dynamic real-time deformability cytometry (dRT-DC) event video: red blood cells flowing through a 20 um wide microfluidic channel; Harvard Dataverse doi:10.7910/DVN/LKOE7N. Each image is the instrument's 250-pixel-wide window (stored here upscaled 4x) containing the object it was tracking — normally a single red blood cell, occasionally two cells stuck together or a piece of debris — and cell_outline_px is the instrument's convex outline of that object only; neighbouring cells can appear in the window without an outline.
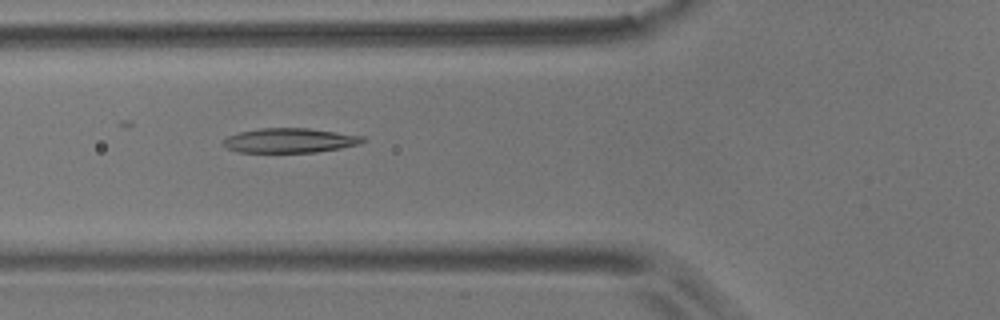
{"species": "common noctule bat (a hibernating species)", "species_latin": "Nyctalus noctula", "temperature_condition": "room temperature", "stored_images_in_passage": 14, "camera_frame_rate_fps": 3000, "um_per_image_px": 0.085, "animal": {"sex": "male", "body_mass_g": 17.9}, "frame": {"image": 1, "passage_image": 5, "time_ms": 1.333, "image_size_px": [1000, 320], "cell_outline_px": [[364, 140], [360, 144], [340, 148], [316, 152], [236, 152], [220, 144], [228, 136], [240, 132], [260, 128], [308, 128], [364, 136]], "centroid_in_image_um": [24.61, 11.94], "position_along_channel_um": 101.2, "area_um2": 19.88}}
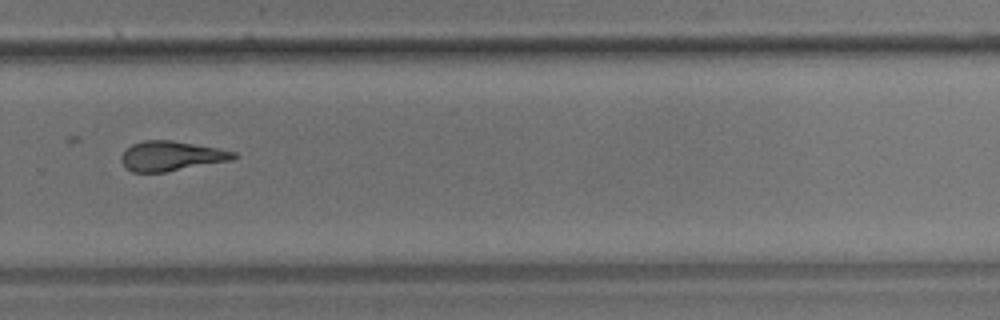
{"frame": {"image": 2, "passage_image": 10, "time_ms": 3.0, "image_size_px": [1000, 320], "cell_outline_px": [[236, 156], [232, 160], [164, 172], [132, 172], [124, 168], [120, 160], [120, 156], [132, 144], [144, 140], [172, 140], [216, 148], [236, 152]], "centroid_in_image_um": [14.5, 13.26], "position_along_channel_um": 315.3, "area_um2": 19.36}}
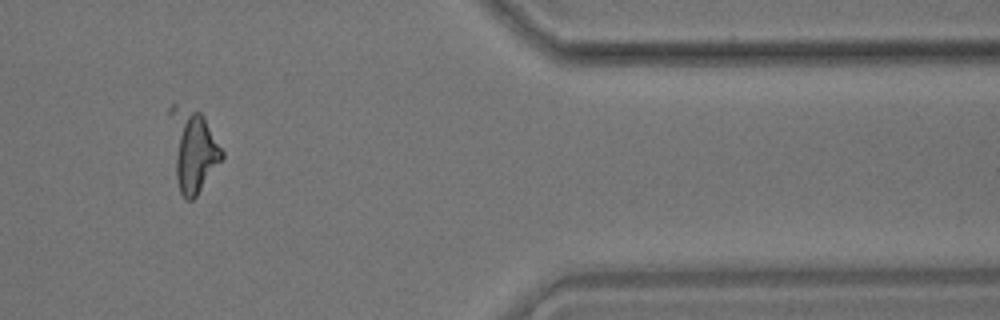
{"frame": {"image": 3, "passage_image": 12, "time_ms": 3.667, "image_size_px": [1000, 320], "cell_outline_px": [[224, 156], [196, 196], [192, 200], [188, 200], [180, 192], [176, 176], [168, 112], [168, 108], [172, 104], [176, 104], [200, 112], [204, 116], [224, 152]], "centroid_in_image_um": [16.39, 12.69], "position_along_channel_um": 395.0, "area_um2": 24.62}}